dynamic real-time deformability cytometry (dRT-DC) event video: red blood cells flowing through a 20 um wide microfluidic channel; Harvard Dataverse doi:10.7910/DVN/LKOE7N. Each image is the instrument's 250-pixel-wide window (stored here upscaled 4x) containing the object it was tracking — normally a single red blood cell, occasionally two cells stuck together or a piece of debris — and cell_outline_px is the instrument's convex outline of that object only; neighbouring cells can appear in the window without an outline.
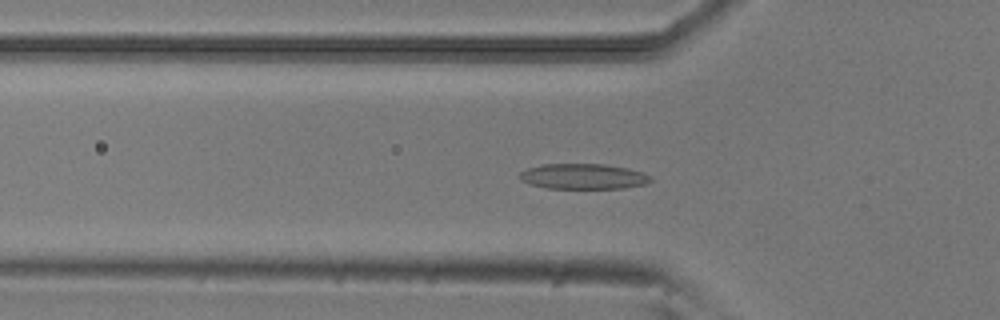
{"species": "common noctule bat (a hibernating species)", "species_latin": "Nyctalus noctula", "temperature_condition": "room temperature", "stored_images_in_passage": 53, "segment_of_instrument_passage": [1, 2], "camera_frame_rate_fps": 3000, "um_per_image_px": 0.085, "animal": {"sex": "male", "body_mass_g": 20.5, "forearm_length_mm": 52.5}, "frame": {"image": 1, "passage_image": 17, "time_ms": 5.333, "image_size_px": [1000, 320], "cell_outline_px": [[652, 180], [644, 184], [624, 188], [548, 188], [528, 184], [520, 180], [520, 172], [528, 168], [540, 164], [604, 164], [628, 168], [644, 172], [652, 176]], "centroid_in_image_um": [49.58, 14.99], "position_along_channel_um": 76.2, "area_um2": 19.48}}
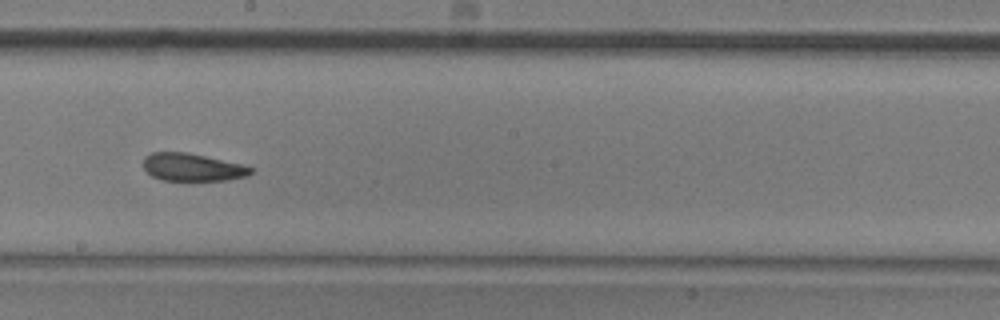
{"frame": {"image": 2, "passage_image": 29, "time_ms": 9.333, "image_size_px": [1000, 320], "cell_outline_px": [[256, 168], [248, 176], [224, 180], [160, 180], [152, 176], [144, 168], [144, 156], [152, 152], [188, 152], [244, 164]], "centroid_in_image_um": [16.39, 14.2], "position_along_channel_um": 231.8, "area_um2": 17.51}}
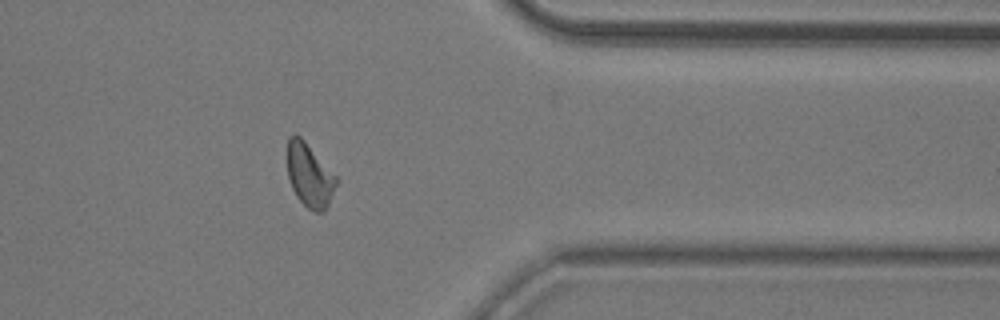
{"frame": {"image": 3, "passage_image": 42, "time_ms": 13.667, "image_size_px": [1000, 320], "cell_outline_px": [[340, 180], [324, 212], [316, 212], [308, 208], [296, 196], [292, 188], [288, 176], [284, 156], [288, 136], [292, 132], [300, 136], [304, 140]], "centroid_in_image_um": [26.26, 14.84], "position_along_channel_um": 385.1, "area_um2": 18.73}}